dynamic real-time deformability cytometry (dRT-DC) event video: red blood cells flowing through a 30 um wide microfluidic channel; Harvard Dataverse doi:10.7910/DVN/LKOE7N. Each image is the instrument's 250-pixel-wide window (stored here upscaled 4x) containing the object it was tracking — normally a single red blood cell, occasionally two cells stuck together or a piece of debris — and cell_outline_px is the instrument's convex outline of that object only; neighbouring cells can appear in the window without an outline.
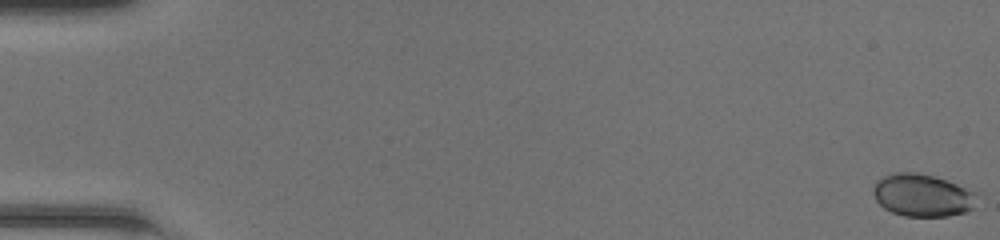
{"species": "common noctule bat (a hibernating species)", "species_latin": "Nyctalus noctula", "temperature_condition": "room temperature", "stored_images_in_passage": 50, "camera_frame_rate_fps": 3000, "um_per_image_px": 0.085, "animal": {"sex": "female", "body_mass_g": 20.0, "forearm_length_mm": 54.0}, "frame": {"image": 1, "passage_image": 1, "time_ms": 0.0, "image_size_px": [1000, 240], "cell_outline_px": [[980, 192], [972, 208], [964, 212], [948, 216], [904, 216], [892, 212], [884, 208], [876, 200], [872, 192], [872, 188], [876, 180], [892, 172], [916, 172], [936, 176]], "centroid_in_image_um": [78.41, 16.58], "position_along_channel_um": 6.6, "area_um2": 26.13}}
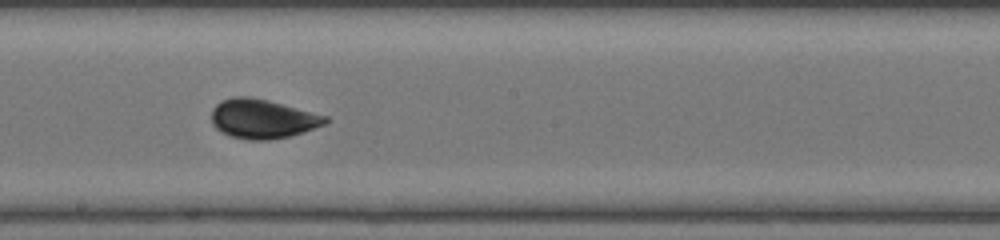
{"frame": {"image": 2, "passage_image": 29, "time_ms": 9.333, "image_size_px": [1000, 240], "cell_outline_px": [[328, 120], [324, 124], [288, 136], [268, 140], [248, 140], [232, 136], [220, 132], [212, 124], [212, 108], [220, 100], [232, 96], [248, 96], [268, 100], [328, 116]], "centroid_in_image_um": [22.26, 10.08], "position_along_channel_um": 225.9, "area_um2": 25.89}}
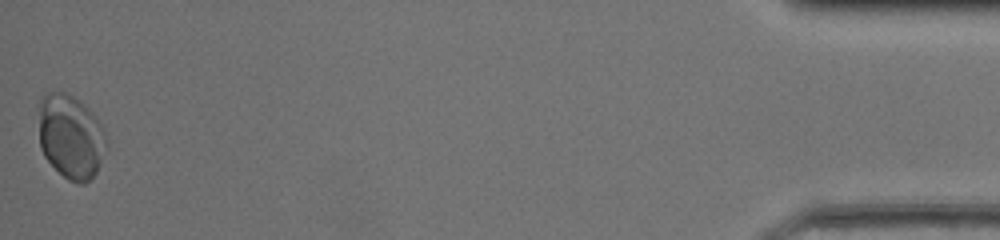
{"frame": {"image": 3, "passage_image": 50, "time_ms": 16.333, "image_size_px": [1000, 240], "cell_outline_px": [[108, 136], [96, 172], [84, 184], [76, 184], [68, 180], [44, 156], [40, 148], [40, 96], [44, 92], [64, 92], [80, 100], [96, 116], [104, 128]], "centroid_in_image_um": [6.02, 11.58], "position_along_channel_um": 429.2, "area_um2": 33.0}, "authors_computed_cell_mechanics": {"area_um2": 25.5476, "velocity_mm_per_s": 4.2357, "shape_relaxation_time_tau1_ms": 4.1196, "shape_relaxation_time_tau2_ms": null, "deformation_change_tau1": 0.1279, "deformation_change_tau2": null}}